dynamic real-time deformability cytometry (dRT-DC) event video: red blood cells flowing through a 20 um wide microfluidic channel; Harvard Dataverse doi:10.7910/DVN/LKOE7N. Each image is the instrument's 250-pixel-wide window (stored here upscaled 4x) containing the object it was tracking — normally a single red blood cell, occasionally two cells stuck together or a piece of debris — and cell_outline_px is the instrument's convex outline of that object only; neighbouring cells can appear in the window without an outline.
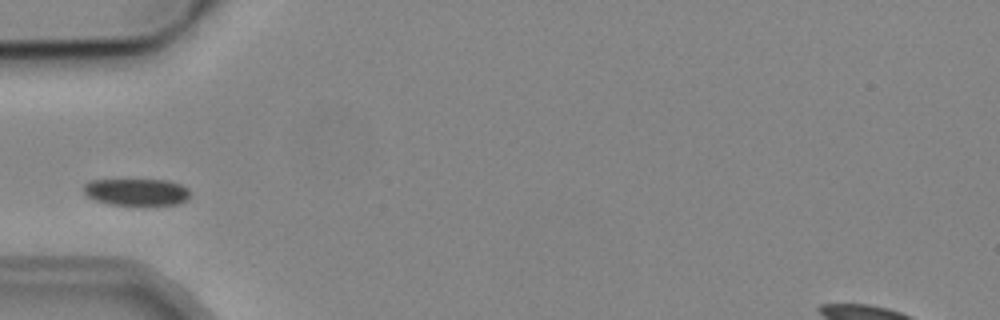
{"species": "common noctule bat (a hibernating species)", "species_latin": "Nyctalus noctula", "temperature_condition": "cold", "stored_images_in_passage": 2, "camera_frame_rate_fps": 3000, "um_per_image_px": 0.085, "animal": {"sex": "male", "body_mass_g": 19.2, "forearm_length_mm": 51.8}, "frame": {"image": 1, "passage_image": 2, "time_ms": 1.667, "image_size_px": [1000, 320], "cell_outline_px": [[192, 192], [188, 200], [180, 204], [108, 204], [96, 200], [88, 196], [84, 192], [84, 184], [88, 180], [168, 180], [180, 184], [188, 188]], "centroid_in_image_um": [11.66, 16.31], "position_along_channel_um": 73.3, "area_um2": 16.7}}